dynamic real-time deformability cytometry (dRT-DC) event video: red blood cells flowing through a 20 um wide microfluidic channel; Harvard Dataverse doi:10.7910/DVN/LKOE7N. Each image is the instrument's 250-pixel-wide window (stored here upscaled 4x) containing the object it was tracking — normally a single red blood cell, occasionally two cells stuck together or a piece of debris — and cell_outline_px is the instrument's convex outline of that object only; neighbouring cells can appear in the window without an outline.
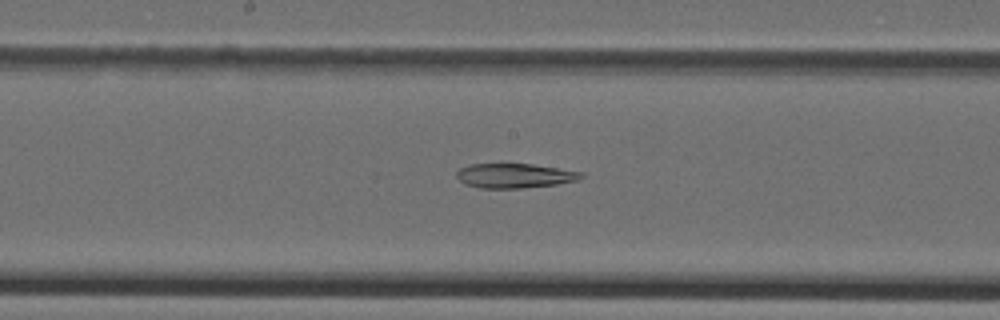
{"species": "Egyptian fruit bat (a non-hibernating species)", "species_latin": "Rousettus aegyptiacus", "temperature_condition": "cold", "stored_images_in_passage": 43, "camera_frame_rate_fps": 3000, "um_per_image_px": 0.085, "animal": {"sex": "female"}, "frame": {"image": 1, "passage_image": 21, "time_ms": 6.667, "image_size_px": [1000, 320], "cell_outline_px": [[584, 176], [580, 180], [556, 184], [524, 188], [480, 188], [464, 184], [456, 176], [456, 172], [460, 168], [468, 164], [532, 164], [584, 172]], "centroid_in_image_um": [43.75, 14.93], "position_along_channel_um": 204.4, "area_um2": 17.92}}
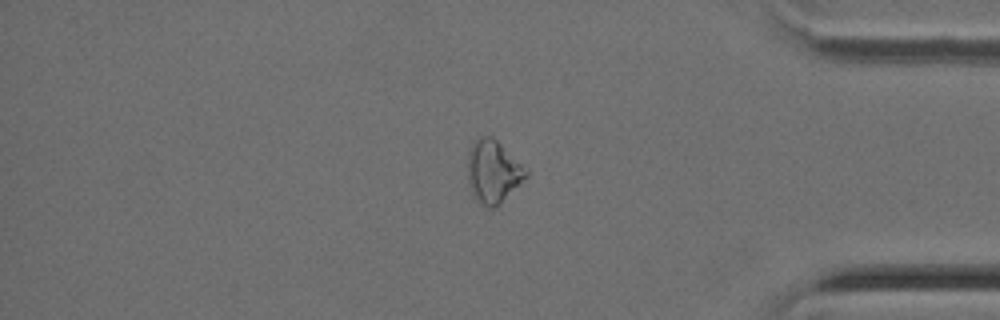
{"frame": {"image": 2, "passage_image": 36, "time_ms": 11.667, "image_size_px": [1000, 320], "cell_outline_px": [[528, 176], [496, 208], [484, 208], [472, 196], [468, 184], [468, 148], [472, 140], [480, 136], [492, 136], [528, 168]], "centroid_in_image_um": [41.9, 14.59], "position_along_channel_um": 393.3, "area_um2": 21.96}}
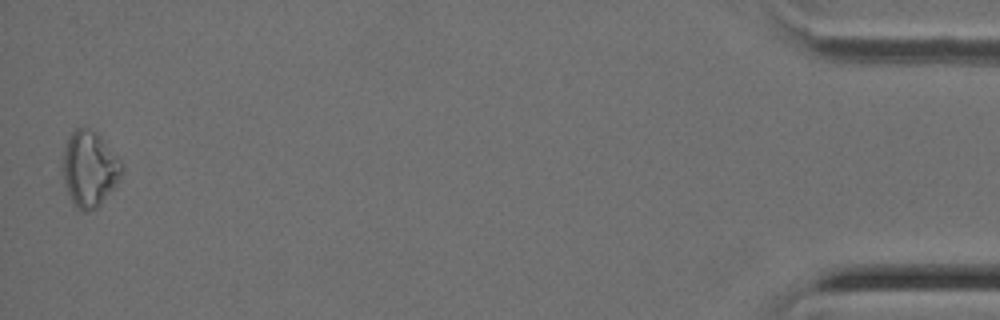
{"frame": {"image": 3, "passage_image": 43, "time_ms": 14.0, "image_size_px": [1000, 320], "cell_outline_px": [[120, 176], [112, 188], [100, 204], [96, 208], [88, 212], [84, 212], [76, 208], [68, 192], [64, 180], [64, 148], [72, 132], [76, 128], [88, 128], [96, 132], [100, 136], [120, 160]], "centroid_in_image_um": [7.59, 14.36], "position_along_channel_um": 427.6, "area_um2": 25.09}}